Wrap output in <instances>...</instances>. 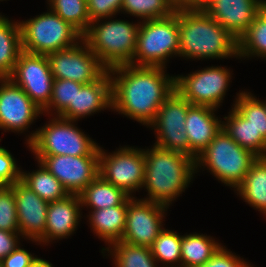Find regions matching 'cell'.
Returning a JSON list of instances; mask_svg holds the SVG:
<instances>
[{
	"label": "cell",
	"instance_id": "23",
	"mask_svg": "<svg viewBox=\"0 0 266 267\" xmlns=\"http://www.w3.org/2000/svg\"><path fill=\"white\" fill-rule=\"evenodd\" d=\"M223 117L222 129L241 147L266 157V139L234 108ZM225 120V121H224Z\"/></svg>",
	"mask_w": 266,
	"mask_h": 267
},
{
	"label": "cell",
	"instance_id": "8",
	"mask_svg": "<svg viewBox=\"0 0 266 267\" xmlns=\"http://www.w3.org/2000/svg\"><path fill=\"white\" fill-rule=\"evenodd\" d=\"M22 49L33 54L47 55L71 48L83 40V35L49 7L47 12L20 20Z\"/></svg>",
	"mask_w": 266,
	"mask_h": 267
},
{
	"label": "cell",
	"instance_id": "21",
	"mask_svg": "<svg viewBox=\"0 0 266 267\" xmlns=\"http://www.w3.org/2000/svg\"><path fill=\"white\" fill-rule=\"evenodd\" d=\"M107 109L112 110L111 79L108 70L98 80L76 88L75 121Z\"/></svg>",
	"mask_w": 266,
	"mask_h": 267
},
{
	"label": "cell",
	"instance_id": "9",
	"mask_svg": "<svg viewBox=\"0 0 266 267\" xmlns=\"http://www.w3.org/2000/svg\"><path fill=\"white\" fill-rule=\"evenodd\" d=\"M232 69L206 66L186 75H175V90L191 105L219 109L232 82Z\"/></svg>",
	"mask_w": 266,
	"mask_h": 267
},
{
	"label": "cell",
	"instance_id": "30",
	"mask_svg": "<svg viewBox=\"0 0 266 267\" xmlns=\"http://www.w3.org/2000/svg\"><path fill=\"white\" fill-rule=\"evenodd\" d=\"M83 85L72 80L54 79L51 99L42 110L43 115L59 116L75 121L76 88H81Z\"/></svg>",
	"mask_w": 266,
	"mask_h": 267
},
{
	"label": "cell",
	"instance_id": "13",
	"mask_svg": "<svg viewBox=\"0 0 266 267\" xmlns=\"http://www.w3.org/2000/svg\"><path fill=\"white\" fill-rule=\"evenodd\" d=\"M8 78L21 87L41 111L49 104L54 77L46 55L22 51Z\"/></svg>",
	"mask_w": 266,
	"mask_h": 267
},
{
	"label": "cell",
	"instance_id": "27",
	"mask_svg": "<svg viewBox=\"0 0 266 267\" xmlns=\"http://www.w3.org/2000/svg\"><path fill=\"white\" fill-rule=\"evenodd\" d=\"M219 240L203 233L181 235V267H200L222 246Z\"/></svg>",
	"mask_w": 266,
	"mask_h": 267
},
{
	"label": "cell",
	"instance_id": "41",
	"mask_svg": "<svg viewBox=\"0 0 266 267\" xmlns=\"http://www.w3.org/2000/svg\"><path fill=\"white\" fill-rule=\"evenodd\" d=\"M20 239L23 241L19 232L0 230V262L21 244Z\"/></svg>",
	"mask_w": 266,
	"mask_h": 267
},
{
	"label": "cell",
	"instance_id": "39",
	"mask_svg": "<svg viewBox=\"0 0 266 267\" xmlns=\"http://www.w3.org/2000/svg\"><path fill=\"white\" fill-rule=\"evenodd\" d=\"M249 261L244 260L236 253L222 245L218 251L200 267H253Z\"/></svg>",
	"mask_w": 266,
	"mask_h": 267
},
{
	"label": "cell",
	"instance_id": "11",
	"mask_svg": "<svg viewBox=\"0 0 266 267\" xmlns=\"http://www.w3.org/2000/svg\"><path fill=\"white\" fill-rule=\"evenodd\" d=\"M190 106L191 104L174 90L147 127L155 132L156 141L153 145L189 156L185 119Z\"/></svg>",
	"mask_w": 266,
	"mask_h": 267
},
{
	"label": "cell",
	"instance_id": "6",
	"mask_svg": "<svg viewBox=\"0 0 266 267\" xmlns=\"http://www.w3.org/2000/svg\"><path fill=\"white\" fill-rule=\"evenodd\" d=\"M258 159L252 151L239 146L223 129L195 160L196 174L204 169L235 190Z\"/></svg>",
	"mask_w": 266,
	"mask_h": 267
},
{
	"label": "cell",
	"instance_id": "28",
	"mask_svg": "<svg viewBox=\"0 0 266 267\" xmlns=\"http://www.w3.org/2000/svg\"><path fill=\"white\" fill-rule=\"evenodd\" d=\"M37 164L39 168L33 171L21 169V181L48 203L66 198L69 193L62 183L43 164Z\"/></svg>",
	"mask_w": 266,
	"mask_h": 267
},
{
	"label": "cell",
	"instance_id": "35",
	"mask_svg": "<svg viewBox=\"0 0 266 267\" xmlns=\"http://www.w3.org/2000/svg\"><path fill=\"white\" fill-rule=\"evenodd\" d=\"M49 8L82 35L90 26L87 0H47Z\"/></svg>",
	"mask_w": 266,
	"mask_h": 267
},
{
	"label": "cell",
	"instance_id": "40",
	"mask_svg": "<svg viewBox=\"0 0 266 267\" xmlns=\"http://www.w3.org/2000/svg\"><path fill=\"white\" fill-rule=\"evenodd\" d=\"M22 244L0 262V267H29L37 255L30 253Z\"/></svg>",
	"mask_w": 266,
	"mask_h": 267
},
{
	"label": "cell",
	"instance_id": "16",
	"mask_svg": "<svg viewBox=\"0 0 266 267\" xmlns=\"http://www.w3.org/2000/svg\"><path fill=\"white\" fill-rule=\"evenodd\" d=\"M43 115L38 106L9 78L0 79V130L26 135Z\"/></svg>",
	"mask_w": 266,
	"mask_h": 267
},
{
	"label": "cell",
	"instance_id": "15",
	"mask_svg": "<svg viewBox=\"0 0 266 267\" xmlns=\"http://www.w3.org/2000/svg\"><path fill=\"white\" fill-rule=\"evenodd\" d=\"M67 190L79 194L99 176V155H33Z\"/></svg>",
	"mask_w": 266,
	"mask_h": 267
},
{
	"label": "cell",
	"instance_id": "20",
	"mask_svg": "<svg viewBox=\"0 0 266 267\" xmlns=\"http://www.w3.org/2000/svg\"><path fill=\"white\" fill-rule=\"evenodd\" d=\"M218 109L209 106L191 105L187 110L185 128L189 142V157L197 156L210 144L222 129Z\"/></svg>",
	"mask_w": 266,
	"mask_h": 267
},
{
	"label": "cell",
	"instance_id": "31",
	"mask_svg": "<svg viewBox=\"0 0 266 267\" xmlns=\"http://www.w3.org/2000/svg\"><path fill=\"white\" fill-rule=\"evenodd\" d=\"M102 255L112 257L114 267H161L153 257L151 248L124 241L113 243L102 252Z\"/></svg>",
	"mask_w": 266,
	"mask_h": 267
},
{
	"label": "cell",
	"instance_id": "2",
	"mask_svg": "<svg viewBox=\"0 0 266 267\" xmlns=\"http://www.w3.org/2000/svg\"><path fill=\"white\" fill-rule=\"evenodd\" d=\"M179 57L191 61L238 57V40L202 8H178Z\"/></svg>",
	"mask_w": 266,
	"mask_h": 267
},
{
	"label": "cell",
	"instance_id": "10",
	"mask_svg": "<svg viewBox=\"0 0 266 267\" xmlns=\"http://www.w3.org/2000/svg\"><path fill=\"white\" fill-rule=\"evenodd\" d=\"M102 148L100 146L99 175L130 197H136L134 194L140 192L144 184V148L124 145L111 153Z\"/></svg>",
	"mask_w": 266,
	"mask_h": 267
},
{
	"label": "cell",
	"instance_id": "26",
	"mask_svg": "<svg viewBox=\"0 0 266 267\" xmlns=\"http://www.w3.org/2000/svg\"><path fill=\"white\" fill-rule=\"evenodd\" d=\"M82 210H100L121 205L129 195L122 189L110 184L102 176H98L79 194Z\"/></svg>",
	"mask_w": 266,
	"mask_h": 267
},
{
	"label": "cell",
	"instance_id": "17",
	"mask_svg": "<svg viewBox=\"0 0 266 267\" xmlns=\"http://www.w3.org/2000/svg\"><path fill=\"white\" fill-rule=\"evenodd\" d=\"M9 186L13 189L16 200L19 233L26 241L41 245L37 240L45 232L49 203L21 180Z\"/></svg>",
	"mask_w": 266,
	"mask_h": 267
},
{
	"label": "cell",
	"instance_id": "29",
	"mask_svg": "<svg viewBox=\"0 0 266 267\" xmlns=\"http://www.w3.org/2000/svg\"><path fill=\"white\" fill-rule=\"evenodd\" d=\"M238 57L266 60V4L258 11L253 23L238 40Z\"/></svg>",
	"mask_w": 266,
	"mask_h": 267
},
{
	"label": "cell",
	"instance_id": "19",
	"mask_svg": "<svg viewBox=\"0 0 266 267\" xmlns=\"http://www.w3.org/2000/svg\"><path fill=\"white\" fill-rule=\"evenodd\" d=\"M82 206L78 194H69L66 198L50 202L44 234L37 240L41 246H48L73 235L80 225Z\"/></svg>",
	"mask_w": 266,
	"mask_h": 267
},
{
	"label": "cell",
	"instance_id": "24",
	"mask_svg": "<svg viewBox=\"0 0 266 267\" xmlns=\"http://www.w3.org/2000/svg\"><path fill=\"white\" fill-rule=\"evenodd\" d=\"M234 191L246 204L266 216V157H258Z\"/></svg>",
	"mask_w": 266,
	"mask_h": 267
},
{
	"label": "cell",
	"instance_id": "14",
	"mask_svg": "<svg viewBox=\"0 0 266 267\" xmlns=\"http://www.w3.org/2000/svg\"><path fill=\"white\" fill-rule=\"evenodd\" d=\"M46 56L54 79L89 84L107 71L84 40L71 48L51 52Z\"/></svg>",
	"mask_w": 266,
	"mask_h": 267
},
{
	"label": "cell",
	"instance_id": "37",
	"mask_svg": "<svg viewBox=\"0 0 266 267\" xmlns=\"http://www.w3.org/2000/svg\"><path fill=\"white\" fill-rule=\"evenodd\" d=\"M0 138V142H1ZM16 158L5 147L0 146V187L12 185L21 180V169Z\"/></svg>",
	"mask_w": 266,
	"mask_h": 267
},
{
	"label": "cell",
	"instance_id": "22",
	"mask_svg": "<svg viewBox=\"0 0 266 267\" xmlns=\"http://www.w3.org/2000/svg\"><path fill=\"white\" fill-rule=\"evenodd\" d=\"M88 213L86 218L90 230L107 245L101 249V253L113 243L121 241L125 231L127 199L121 205L90 210Z\"/></svg>",
	"mask_w": 266,
	"mask_h": 267
},
{
	"label": "cell",
	"instance_id": "36",
	"mask_svg": "<svg viewBox=\"0 0 266 267\" xmlns=\"http://www.w3.org/2000/svg\"><path fill=\"white\" fill-rule=\"evenodd\" d=\"M0 230L19 232L16 200L9 185L0 187Z\"/></svg>",
	"mask_w": 266,
	"mask_h": 267
},
{
	"label": "cell",
	"instance_id": "34",
	"mask_svg": "<svg viewBox=\"0 0 266 267\" xmlns=\"http://www.w3.org/2000/svg\"><path fill=\"white\" fill-rule=\"evenodd\" d=\"M176 9L170 0H123L121 14L145 21L168 17Z\"/></svg>",
	"mask_w": 266,
	"mask_h": 267
},
{
	"label": "cell",
	"instance_id": "44",
	"mask_svg": "<svg viewBox=\"0 0 266 267\" xmlns=\"http://www.w3.org/2000/svg\"><path fill=\"white\" fill-rule=\"evenodd\" d=\"M176 8H184V0H170Z\"/></svg>",
	"mask_w": 266,
	"mask_h": 267
},
{
	"label": "cell",
	"instance_id": "12",
	"mask_svg": "<svg viewBox=\"0 0 266 267\" xmlns=\"http://www.w3.org/2000/svg\"><path fill=\"white\" fill-rule=\"evenodd\" d=\"M168 209L164 204L129 196L125 231L121 241L151 248L158 234L164 229Z\"/></svg>",
	"mask_w": 266,
	"mask_h": 267
},
{
	"label": "cell",
	"instance_id": "18",
	"mask_svg": "<svg viewBox=\"0 0 266 267\" xmlns=\"http://www.w3.org/2000/svg\"><path fill=\"white\" fill-rule=\"evenodd\" d=\"M265 4L266 0H210L202 9L239 40Z\"/></svg>",
	"mask_w": 266,
	"mask_h": 267
},
{
	"label": "cell",
	"instance_id": "42",
	"mask_svg": "<svg viewBox=\"0 0 266 267\" xmlns=\"http://www.w3.org/2000/svg\"><path fill=\"white\" fill-rule=\"evenodd\" d=\"M210 0H184V8H203Z\"/></svg>",
	"mask_w": 266,
	"mask_h": 267
},
{
	"label": "cell",
	"instance_id": "25",
	"mask_svg": "<svg viewBox=\"0 0 266 267\" xmlns=\"http://www.w3.org/2000/svg\"><path fill=\"white\" fill-rule=\"evenodd\" d=\"M22 49L19 20L9 19L0 13V77L8 78Z\"/></svg>",
	"mask_w": 266,
	"mask_h": 267
},
{
	"label": "cell",
	"instance_id": "4",
	"mask_svg": "<svg viewBox=\"0 0 266 267\" xmlns=\"http://www.w3.org/2000/svg\"><path fill=\"white\" fill-rule=\"evenodd\" d=\"M113 18L116 17L93 20L83 35V40L107 70L131 64L140 26V21Z\"/></svg>",
	"mask_w": 266,
	"mask_h": 267
},
{
	"label": "cell",
	"instance_id": "38",
	"mask_svg": "<svg viewBox=\"0 0 266 267\" xmlns=\"http://www.w3.org/2000/svg\"><path fill=\"white\" fill-rule=\"evenodd\" d=\"M123 0H87L90 21L116 17L121 13Z\"/></svg>",
	"mask_w": 266,
	"mask_h": 267
},
{
	"label": "cell",
	"instance_id": "33",
	"mask_svg": "<svg viewBox=\"0 0 266 267\" xmlns=\"http://www.w3.org/2000/svg\"><path fill=\"white\" fill-rule=\"evenodd\" d=\"M151 250L161 267H181V235L178 232L164 228Z\"/></svg>",
	"mask_w": 266,
	"mask_h": 267
},
{
	"label": "cell",
	"instance_id": "7",
	"mask_svg": "<svg viewBox=\"0 0 266 267\" xmlns=\"http://www.w3.org/2000/svg\"><path fill=\"white\" fill-rule=\"evenodd\" d=\"M179 40L178 8L168 17L140 21L130 65L167 68L172 57L179 58Z\"/></svg>",
	"mask_w": 266,
	"mask_h": 267
},
{
	"label": "cell",
	"instance_id": "3",
	"mask_svg": "<svg viewBox=\"0 0 266 267\" xmlns=\"http://www.w3.org/2000/svg\"><path fill=\"white\" fill-rule=\"evenodd\" d=\"M144 157L145 173L142 190L144 189L148 196L140 199L170 207L193 183L196 174L195 160L186 154L155 145L150 148L145 147Z\"/></svg>",
	"mask_w": 266,
	"mask_h": 267
},
{
	"label": "cell",
	"instance_id": "43",
	"mask_svg": "<svg viewBox=\"0 0 266 267\" xmlns=\"http://www.w3.org/2000/svg\"><path fill=\"white\" fill-rule=\"evenodd\" d=\"M29 267H54L53 264L46 259L36 257Z\"/></svg>",
	"mask_w": 266,
	"mask_h": 267
},
{
	"label": "cell",
	"instance_id": "32",
	"mask_svg": "<svg viewBox=\"0 0 266 267\" xmlns=\"http://www.w3.org/2000/svg\"><path fill=\"white\" fill-rule=\"evenodd\" d=\"M247 90H239L233 100L234 107L266 139V106L264 101Z\"/></svg>",
	"mask_w": 266,
	"mask_h": 267
},
{
	"label": "cell",
	"instance_id": "1",
	"mask_svg": "<svg viewBox=\"0 0 266 267\" xmlns=\"http://www.w3.org/2000/svg\"><path fill=\"white\" fill-rule=\"evenodd\" d=\"M166 69L130 64L109 69L111 111L148 127L175 90V75H169Z\"/></svg>",
	"mask_w": 266,
	"mask_h": 267
},
{
	"label": "cell",
	"instance_id": "5",
	"mask_svg": "<svg viewBox=\"0 0 266 267\" xmlns=\"http://www.w3.org/2000/svg\"><path fill=\"white\" fill-rule=\"evenodd\" d=\"M49 121L26 135L25 143L34 155H99L100 146L79 128L77 121L48 116ZM81 129V130H80Z\"/></svg>",
	"mask_w": 266,
	"mask_h": 267
}]
</instances>
